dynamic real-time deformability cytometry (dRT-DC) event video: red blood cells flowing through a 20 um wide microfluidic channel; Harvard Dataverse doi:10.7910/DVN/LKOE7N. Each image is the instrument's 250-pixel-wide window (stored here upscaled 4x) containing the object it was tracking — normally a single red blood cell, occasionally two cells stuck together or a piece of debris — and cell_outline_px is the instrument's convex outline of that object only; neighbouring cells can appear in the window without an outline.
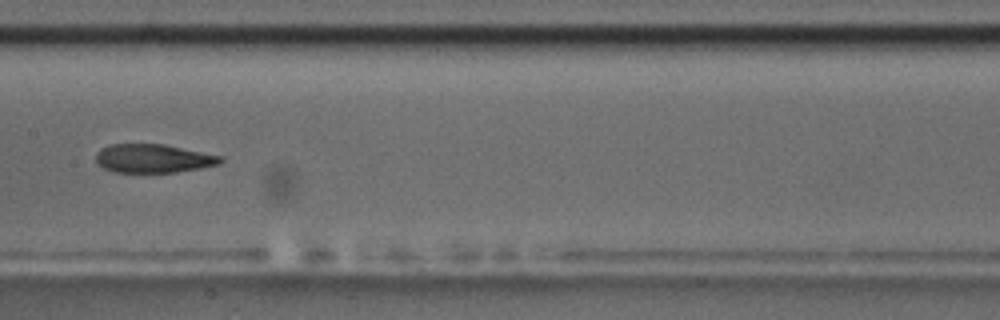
{"species": "common noctule bat (a hibernating species)", "species_latin": "Nyctalus noctula", "temperature_condition": "room temperature", "stored_images_in_passage": 14, "camera_frame_rate_fps": 3000, "um_per_image_px": 0.085, "animal": {"sex": "male", "body_mass_g": 17.5, "forearm_length_mm": 52.3}, "frame": {"image": 1, "passage_image": 7, "time_ms": 6.667, "image_size_px": [1000, 320], "cell_outline_px": [[224, 160], [220, 164], [200, 168], [176, 172], [112, 172], [96, 164], [96, 152], [100, 148], [112, 144], [164, 144], [224, 156]], "centroid_in_image_um": [13.03, 13.46], "position_along_channel_um": 194.4, "area_um2": 20.98}, "authors_computed_cell_mechanics": {"area_um2": 22.5131, "velocity_mm_per_s": 3.5449, "shape_relaxation_time_tau1_ms": null, "shape_relaxation_time_tau2_ms": 8.5227, "deformation_change_tau1": null, "deformation_change_tau2": 0.1562}}